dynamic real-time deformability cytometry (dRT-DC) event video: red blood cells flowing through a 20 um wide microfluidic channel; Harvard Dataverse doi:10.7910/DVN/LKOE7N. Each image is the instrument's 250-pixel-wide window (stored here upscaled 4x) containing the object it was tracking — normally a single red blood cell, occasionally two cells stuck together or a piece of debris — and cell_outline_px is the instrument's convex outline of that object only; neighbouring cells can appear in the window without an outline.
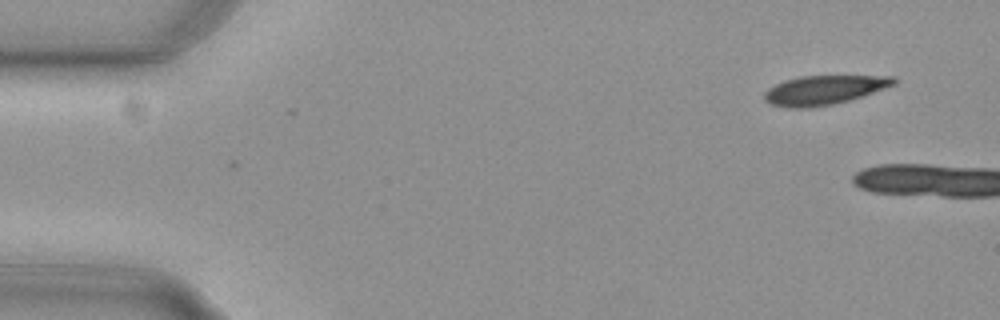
{"species": "common noctule bat (a hibernating species)", "species_latin": "Nyctalus noctula", "temperature_condition": "cold", "stored_images_in_passage": 2, "camera_frame_rate_fps": 3000, "um_per_image_px": 0.085, "animal": {"sex": "female", "body_mass_g": 29.2, "forearm_length_mm": 56.3}, "frame": {"image": 1, "passage_image": 2, "time_ms": 0.333, "image_size_px": [1000, 320], "cell_outline_px": [[896, 84], [848, 100], [832, 104], [808, 108], [788, 108], [772, 104], [764, 100], [764, 92], [768, 88], [784, 80], [800, 76], [896, 76]], "centroid_in_image_um": [70.0, 7.65], "position_along_channel_um": 15.0, "area_um2": 21.79}}